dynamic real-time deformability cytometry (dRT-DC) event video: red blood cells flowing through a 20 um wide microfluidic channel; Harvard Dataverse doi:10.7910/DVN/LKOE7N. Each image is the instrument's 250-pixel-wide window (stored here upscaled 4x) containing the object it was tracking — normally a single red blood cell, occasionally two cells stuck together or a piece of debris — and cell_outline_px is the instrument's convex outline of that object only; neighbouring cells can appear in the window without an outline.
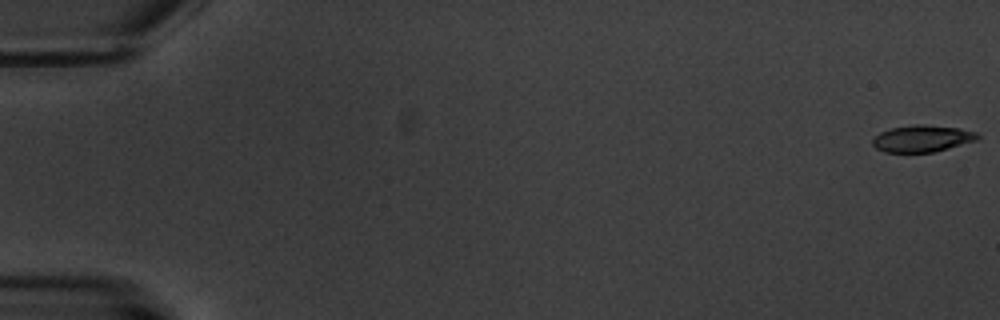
{"species": "common noctule bat (a hibernating species)", "species_latin": "Nyctalus noctula", "temperature_condition": "warm", "stored_images_in_passage": 14, "camera_frame_rate_fps": 3000, "um_per_image_px": 0.085, "animal": {"sex": "male", "body_mass_g": 20.1, "forearm_length_mm": 53.5}, "frame": {"image": 1, "passage_image": 1, "time_ms": 0.0, "image_size_px": [1000, 320], "cell_outline_px": [[980, 136], [976, 140], [932, 152], [884, 152], [876, 148], [872, 144], [872, 140], [880, 132], [892, 128], [912, 124], [924, 124], [960, 128], [976, 132]], "centroid_in_image_um": [78.36, 11.76], "position_along_channel_um": 6.6, "area_um2": 16.24}}
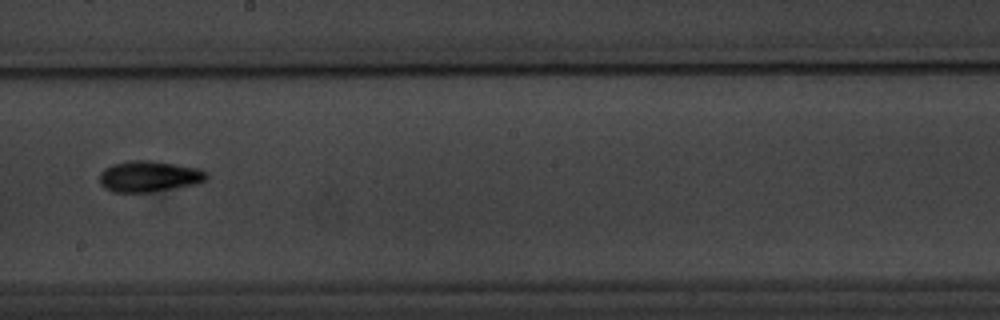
{"frame": {"image": 2, "passage_image": 9, "time_ms": 11.333, "image_size_px": [1000, 320], "cell_outline_px": [[208, 180], [196, 184], [148, 192], [112, 192], [104, 188], [100, 184], [100, 172], [104, 168], [112, 164], [128, 160], [148, 160], [176, 164], [200, 168], [208, 172]], "centroid_in_image_um": [12.68, 14.98], "position_along_channel_um": 235.5, "area_um2": 19.54}}
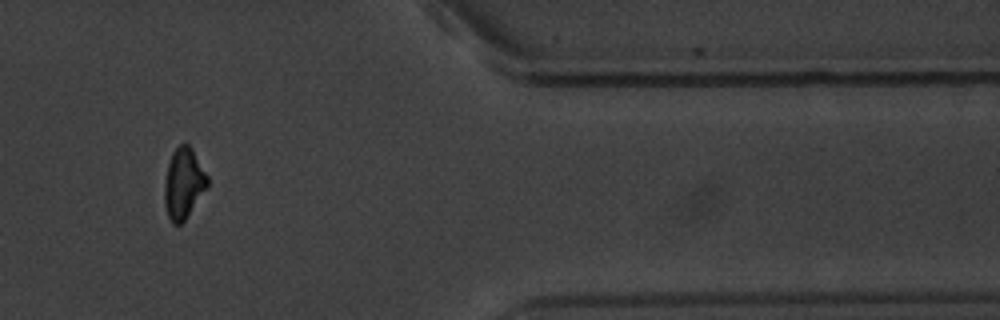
{"frame": {"image": 3, "passage_image": 13, "time_ms": 16.667, "image_size_px": [1000, 320], "cell_outline_px": [[208, 188], [184, 220], [180, 224], [172, 224], [168, 216], [164, 204], [164, 184], [168, 164], [172, 152], [180, 144], [188, 144], [192, 148], [208, 176]], "centroid_in_image_um": [15.61, 15.59], "position_along_channel_um": 395.8, "area_um2": 17.74}, "authors_computed_cell_mechanics": {"area_um2": 17.629, "velocity_mm_per_s": 3.4584, "shape_relaxation_time_tau1_ms": 2.4328, "shape_relaxation_time_tau2_ms": 2.1604, "deformation_change_tau1": 0.1086, "deformation_change_tau2": 0.0714}}